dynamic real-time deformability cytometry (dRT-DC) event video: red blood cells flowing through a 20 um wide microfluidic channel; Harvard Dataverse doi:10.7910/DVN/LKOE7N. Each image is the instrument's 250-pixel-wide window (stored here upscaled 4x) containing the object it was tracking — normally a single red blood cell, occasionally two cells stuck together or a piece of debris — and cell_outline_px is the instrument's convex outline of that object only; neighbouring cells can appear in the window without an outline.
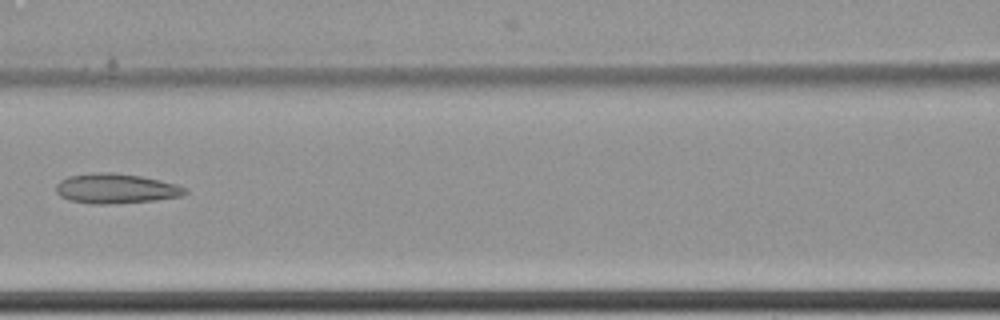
{"species": "common noctule bat (a hibernating species)", "species_latin": "Nyctalus noctula", "temperature_condition": "cold", "stored_images_in_passage": 8, "camera_frame_rate_fps": 3000, "um_per_image_px": 0.085, "animal": {"sex": "female", "body_mass_g": 22.7, "forearm_length_mm": 54.2}, "frame": {"image": 1, "passage_image": 8, "time_ms": 2.333, "image_size_px": [1000, 320], "cell_outline_px": [[188, 192], [184, 196], [156, 200], [108, 204], [92, 204], [68, 200], [60, 196], [56, 192], [56, 184], [60, 180], [68, 176], [92, 172], [112, 172], [140, 176], [160, 180], [176, 184], [188, 188]], "centroid_in_image_um": [9.86, 16.02], "position_along_channel_um": 156.7, "area_um2": 22.72}}